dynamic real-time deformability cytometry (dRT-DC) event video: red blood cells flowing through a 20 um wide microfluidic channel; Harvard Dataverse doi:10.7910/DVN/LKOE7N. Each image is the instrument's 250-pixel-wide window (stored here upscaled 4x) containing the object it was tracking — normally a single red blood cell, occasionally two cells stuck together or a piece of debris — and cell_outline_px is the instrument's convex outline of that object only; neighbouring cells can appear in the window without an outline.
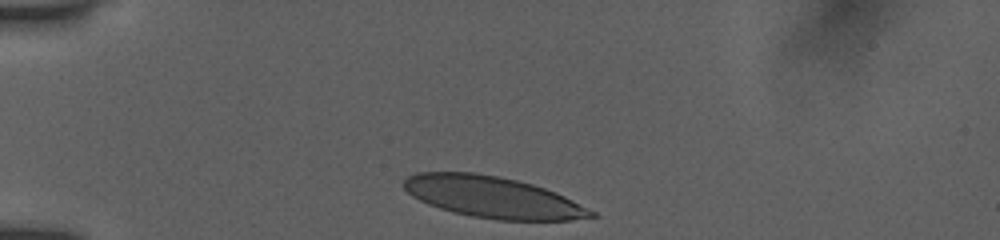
{"species": "human", "species_latin": "Homo sapiens", "temperature_condition": "room temperature", "stored_images_in_passage": 14, "camera_frame_rate_fps": 3000, "um_per_image_px": 0.085, "donor": {"sex": "female"}, "frame": {"image": 1, "passage_image": 1, "time_ms": 0.0, "image_size_px": [1000, 240], "cell_outline_px": [[600, 216], [568, 220], [496, 220], [472, 216], [452, 212], [428, 204], [412, 196], [404, 188], [404, 180], [408, 176], [416, 172], [476, 172], [500, 176], [532, 184], [544, 188], [564, 196], [596, 212]], "centroid_in_image_um": [41.87, 16.75], "position_along_channel_um": 43.1, "area_um2": 45.08}}
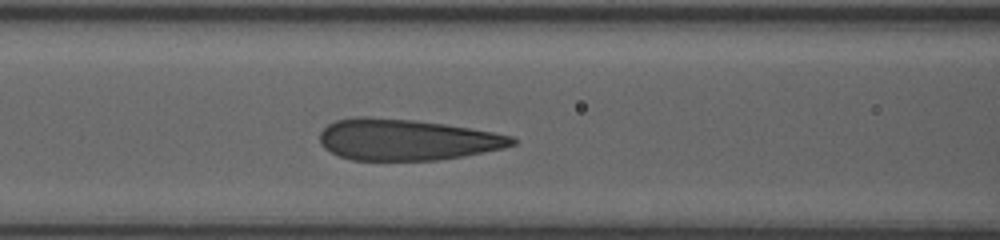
{"frame": {"image": 2, "passage_image": 7, "time_ms": 2.0, "image_size_px": [1000, 240], "cell_outline_px": [[516, 144], [504, 148], [464, 156], [436, 160], [352, 160], [340, 156], [324, 148], [320, 144], [320, 132], [328, 124], [336, 120], [356, 116], [368, 116], [412, 120], [444, 124], [492, 132], [512, 136], [516, 140]], "centroid_in_image_um": [34.53, 11.87], "position_along_channel_um": 132.1, "area_um2": 46.12}}
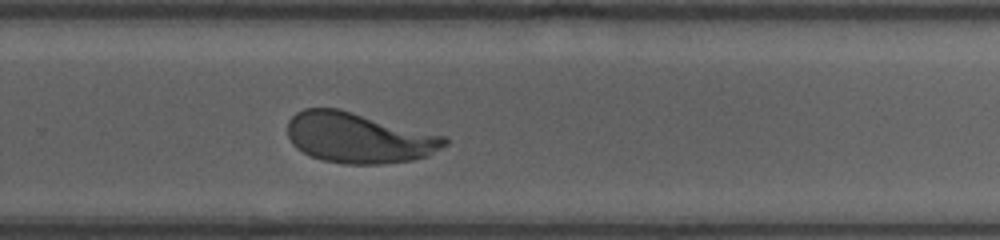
{"frame": {"image": 3, "passage_image": 14, "time_ms": 4.333, "image_size_px": [1000, 240], "cell_outline_px": [[448, 144], [428, 156], [412, 160], [384, 164], [344, 164], [324, 160], [312, 156], [296, 148], [292, 144], [288, 136], [288, 120], [296, 112], [304, 108], [336, 108], [448, 136]], "centroid_in_image_um": [30.52, 11.71], "position_along_channel_um": 299.3, "area_um2": 46.3}}